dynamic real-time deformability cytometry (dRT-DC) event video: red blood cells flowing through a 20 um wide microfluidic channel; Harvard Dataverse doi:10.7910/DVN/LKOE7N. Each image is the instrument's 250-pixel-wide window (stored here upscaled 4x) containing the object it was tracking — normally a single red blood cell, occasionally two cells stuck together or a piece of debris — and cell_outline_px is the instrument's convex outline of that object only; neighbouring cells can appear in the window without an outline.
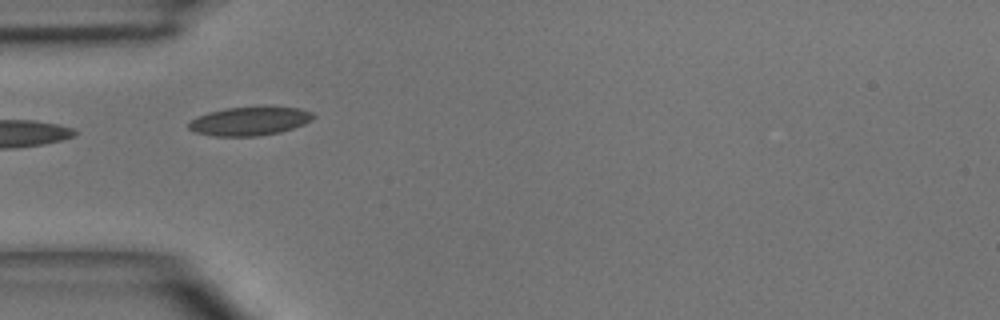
{"species": "common noctule bat (a hibernating species)", "species_latin": "Nyctalus noctula", "temperature_condition": "room temperature", "stored_images_in_passage": 8, "camera_frame_rate_fps": 3000, "um_per_image_px": 0.085, "animal": {"sex": "male", "body_mass_g": 15.6}, "frame": {"image": 1, "passage_image": 5, "time_ms": 4.333, "image_size_px": [1000, 320], "cell_outline_px": [[316, 116], [312, 120], [304, 124], [280, 132], [260, 136], [212, 136], [196, 132], [188, 128], [188, 124], [196, 116], [208, 112], [228, 108], [300, 108], [312, 112]], "centroid_in_image_um": [21.21, 10.32], "position_along_channel_um": 63.8, "area_um2": 20.46}}
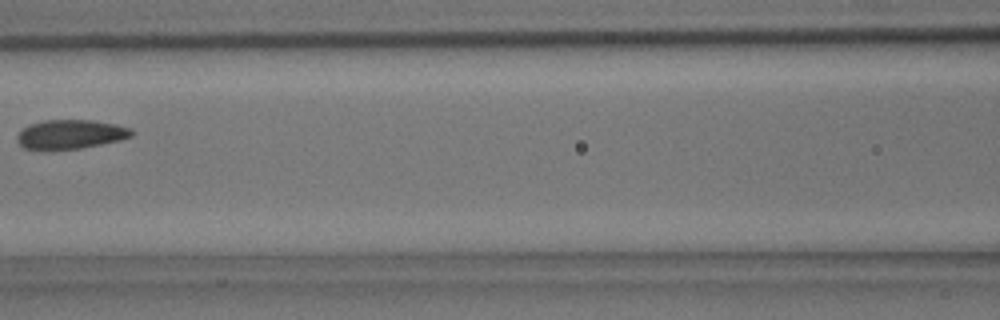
{"frame": {"image": 2, "passage_image": 7, "time_ms": 6.667, "image_size_px": [1000, 320], "cell_outline_px": [[136, 132], [132, 136], [124, 140], [80, 148], [24, 148], [16, 140], [16, 136], [28, 124], [44, 120], [92, 120], [116, 124], [132, 128]], "centroid_in_image_um": [6.08, 11.39], "position_along_channel_um": 160.5, "area_um2": 19.36}}